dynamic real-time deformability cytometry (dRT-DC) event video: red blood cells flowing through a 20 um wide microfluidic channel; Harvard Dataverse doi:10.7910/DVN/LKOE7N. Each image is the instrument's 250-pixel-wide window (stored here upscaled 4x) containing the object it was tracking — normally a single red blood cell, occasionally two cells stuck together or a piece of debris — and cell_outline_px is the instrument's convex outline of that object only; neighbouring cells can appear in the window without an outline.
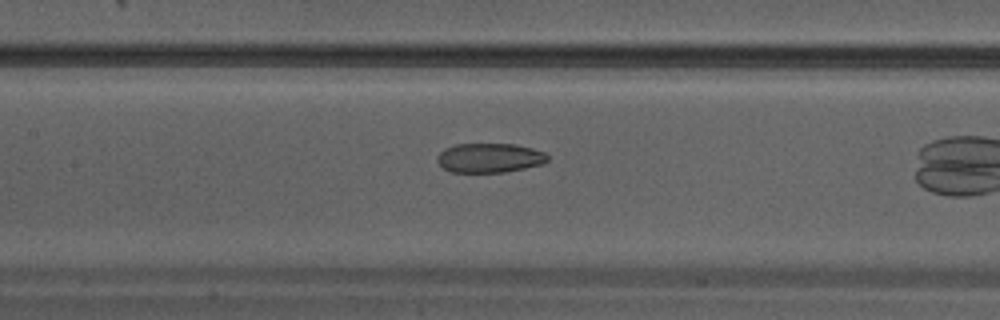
{"species": "Egyptian fruit bat (a non-hibernating species)", "species_latin": "Rousettus aegyptiacus", "temperature_condition": "warm", "stored_images_in_passage": 12, "camera_frame_rate_fps": 3000, "um_per_image_px": 0.085, "animal": {"sex": "male"}, "frame": {"image": 1, "passage_image": 6, "time_ms": 1.667, "image_size_px": [1000, 320], "cell_outline_px": [[548, 160], [544, 164], [504, 172], [452, 172], [444, 168], [436, 160], [436, 156], [444, 148], [456, 144], [516, 144], [532, 148], [544, 152], [548, 156]], "centroid_in_image_um": [41.61, 13.41], "position_along_channel_um": 165.8, "area_um2": 18.96}}
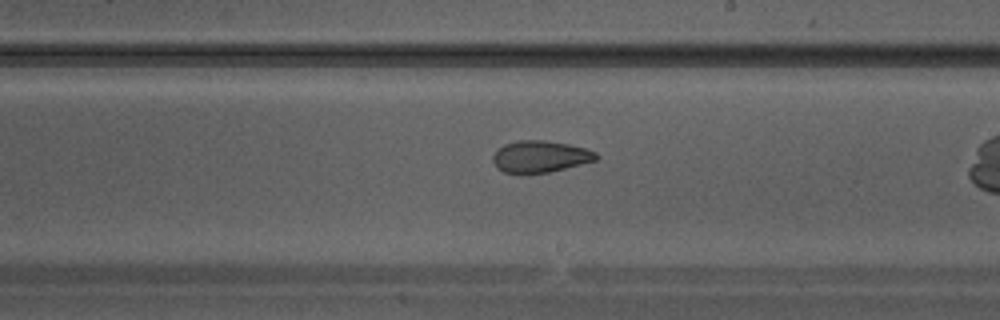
{"frame": {"image": 2, "passage_image": 10, "time_ms": 3.0, "image_size_px": [1000, 320], "cell_outline_px": [[600, 156], [596, 160], [548, 172], [504, 172], [496, 168], [492, 160], [492, 156], [496, 148], [504, 144], [520, 140], [544, 140], [568, 144], [584, 148], [596, 152]], "centroid_in_image_um": [45.88, 13.28], "position_along_channel_um": 243.1, "area_um2": 18.9}}